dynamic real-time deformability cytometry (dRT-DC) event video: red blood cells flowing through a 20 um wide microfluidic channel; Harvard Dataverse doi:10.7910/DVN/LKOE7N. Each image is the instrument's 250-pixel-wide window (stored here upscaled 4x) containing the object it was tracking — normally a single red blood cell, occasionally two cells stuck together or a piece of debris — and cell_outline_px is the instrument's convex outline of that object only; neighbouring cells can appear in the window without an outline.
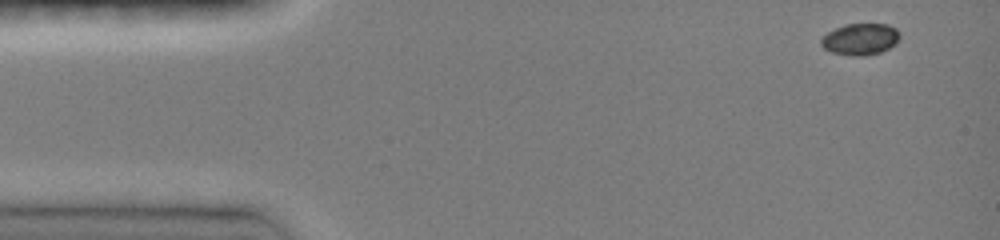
{"species": "common noctule bat (a hibernating species)", "species_latin": "Nyctalus noctula", "temperature_condition": "room temperature", "stored_images_in_passage": 19, "camera_frame_rate_fps": 3000, "um_per_image_px": 0.085, "animal": {"sex": "female", "body_mass_g": 19.0, "forearm_length_mm": 51.5}, "frame": {"image": 1, "passage_image": 1, "time_ms": 0.0, "image_size_px": [1000, 240], "cell_outline_px": [[900, 36], [896, 44], [880, 52], [864, 56], [852, 56], [832, 52], [824, 48], [820, 44], [820, 40], [828, 32], [844, 24], [888, 24], [896, 28], [900, 32]], "centroid_in_image_um": [73.14, 3.33], "position_along_channel_um": 11.9, "area_um2": 14.51}}
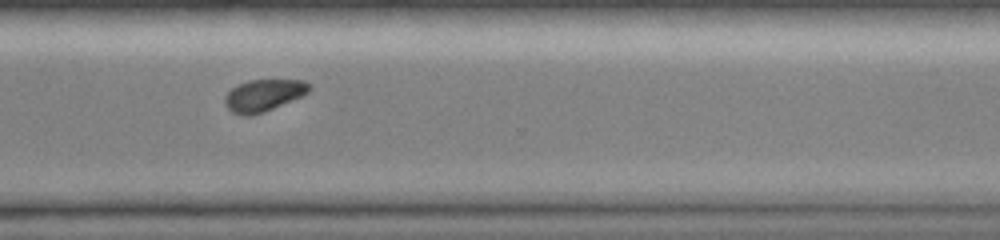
{"frame": {"image": 2, "passage_image": 13, "time_ms": 10.667, "image_size_px": [1000, 240], "cell_outline_px": [[312, 88], [304, 96], [264, 112], [252, 116], [248, 116], [232, 112], [224, 104], [224, 96], [232, 88], [248, 80], [304, 80], [312, 84]], "centroid_in_image_um": [22.45, 8.1], "position_along_channel_um": 348.2, "area_um2": 15.9}}
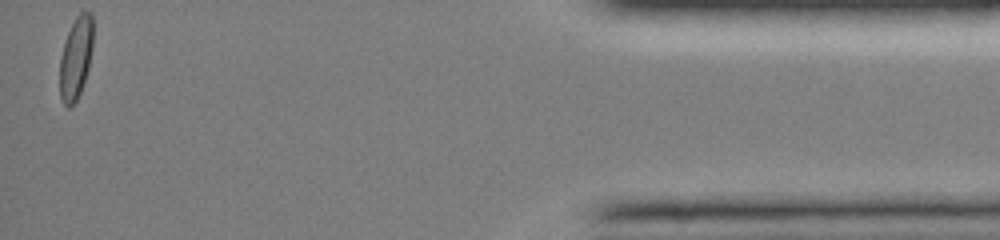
{"frame": {"image": 3, "passage_image": 19, "time_ms": 14.333, "image_size_px": [1000, 240], "cell_outline_px": [[92, 48], [88, 68], [80, 92], [76, 100], [68, 108], [64, 104], [60, 96], [60, 56], [68, 32], [76, 16], [80, 12], [92, 12]], "centroid_in_image_um": [6.44, 4.91], "position_along_channel_um": 428.8, "area_um2": 15.66}, "authors_computed_cell_mechanics": {"area_um2": 15.8372, "velocity_mm_per_s": 4.1066, "shape_relaxation_time_tau1_ms": 1.8126, "shape_relaxation_time_tau2_ms": null, "deformation_change_tau1": 0.0651, "deformation_change_tau2": null}}